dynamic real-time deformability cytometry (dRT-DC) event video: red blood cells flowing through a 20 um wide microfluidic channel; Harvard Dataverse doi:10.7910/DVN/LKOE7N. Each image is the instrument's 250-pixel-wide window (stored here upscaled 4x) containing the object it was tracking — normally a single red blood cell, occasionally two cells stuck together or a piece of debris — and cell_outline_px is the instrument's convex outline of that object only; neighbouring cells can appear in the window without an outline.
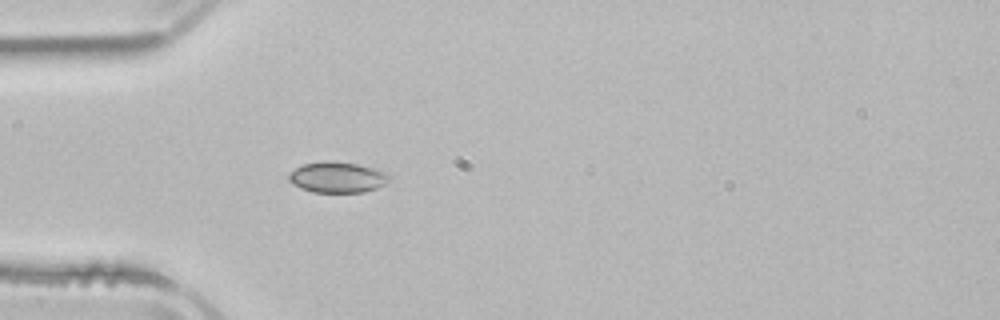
{"species": "common noctule bat (a hibernating species)", "species_latin": "Nyctalus noctula", "temperature_condition": "room temperature", "stored_images_in_passage": 3, "camera_frame_rate_fps": 3000, "um_per_image_px": 0.085, "animal": {"sex": "male", "body_mass_g": 21.5, "forearm_length_mm": 52.0}, "frame": {"image": 1, "passage_image": 3, "time_ms": 3.667, "image_size_px": [1000, 320], "cell_outline_px": [[392, 180], [376, 188], [364, 192], [312, 192], [300, 188], [292, 184], [288, 180], [288, 172], [304, 164], [324, 160], [328, 160], [356, 164], [372, 168], [384, 172], [392, 176]], "centroid_in_image_um": [28.65, 15.07], "position_along_channel_um": 56.3, "area_um2": 18.15}}